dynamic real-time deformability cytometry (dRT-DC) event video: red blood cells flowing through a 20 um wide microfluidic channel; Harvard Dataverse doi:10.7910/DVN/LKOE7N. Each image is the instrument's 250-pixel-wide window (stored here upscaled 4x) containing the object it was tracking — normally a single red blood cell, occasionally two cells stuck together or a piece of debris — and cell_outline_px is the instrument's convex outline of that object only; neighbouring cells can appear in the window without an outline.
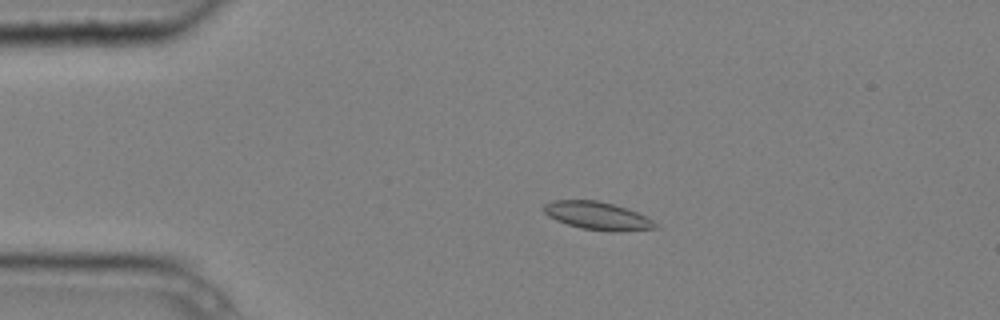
{"species": "common noctule bat (a hibernating species)", "species_latin": "Nyctalus noctula", "temperature_condition": "cold", "stored_images_in_passage": 4, "camera_frame_rate_fps": 3000, "um_per_image_px": 0.085, "animal": {"sex": "male", "body_mass_g": 20.4}, "frame": {"image": 1, "passage_image": 3, "time_ms": 0.667, "image_size_px": [1000, 320], "cell_outline_px": [[660, 228], [616, 232], [612, 232], [580, 228], [556, 220], [548, 216], [544, 212], [544, 204], [552, 200], [596, 200], [628, 208], [648, 216]], "centroid_in_image_um": [50.82, 18.35], "position_along_channel_um": 34.2, "area_um2": 18.32}}